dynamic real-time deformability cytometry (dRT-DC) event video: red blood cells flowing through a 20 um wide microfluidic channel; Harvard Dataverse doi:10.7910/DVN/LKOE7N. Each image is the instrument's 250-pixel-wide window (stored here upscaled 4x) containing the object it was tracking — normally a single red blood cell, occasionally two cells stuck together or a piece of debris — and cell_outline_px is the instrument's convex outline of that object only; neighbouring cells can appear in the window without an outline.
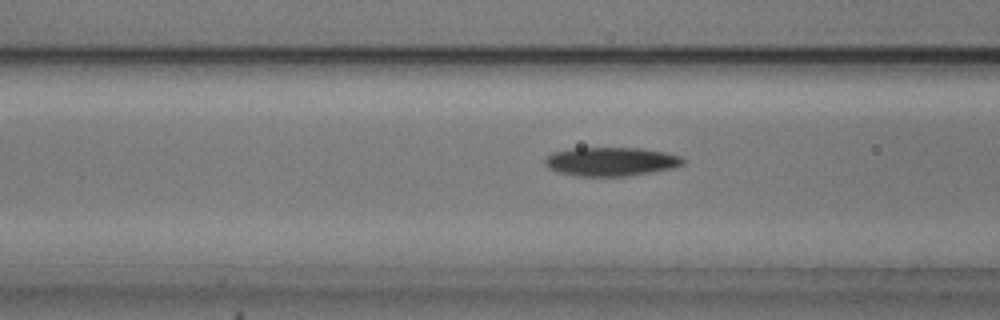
{"species": "common noctule bat (a hibernating species)", "species_latin": "Nyctalus noctula", "temperature_condition": "cold", "stored_images_in_passage": 32, "camera_frame_rate_fps": 3000, "um_per_image_px": 0.085, "animal": {"sex": "male", "body_mass_g": 20.5, "forearm_length_mm": 52.5}, "frame": {"image": 1, "passage_image": 5, "time_ms": 1.333, "image_size_px": [1000, 320], "cell_outline_px": [[684, 164], [672, 168], [628, 176], [576, 176], [556, 172], [548, 168], [544, 164], [544, 160], [552, 152], [572, 148], [640, 148], [664, 152], [680, 156], [684, 160]], "centroid_in_image_um": [51.89, 13.74], "position_along_channel_um": 114.7, "area_um2": 23.18}}
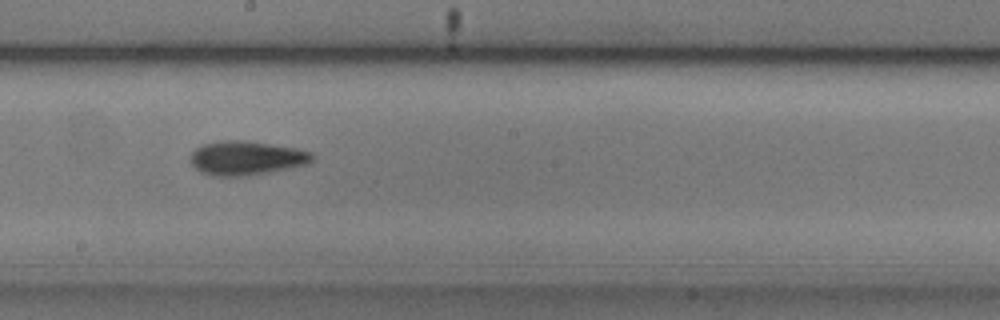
{"frame": {"image": 2, "passage_image": 14, "time_ms": 4.333, "image_size_px": [1000, 320], "cell_outline_px": [[316, 156], [308, 164], [248, 176], [212, 176], [200, 172], [188, 160], [188, 156], [196, 148], [204, 144], [220, 140], [244, 140], [296, 148], [312, 152]], "centroid_in_image_um": [20.91, 13.43], "position_along_channel_um": 227.3, "area_um2": 24.39}}
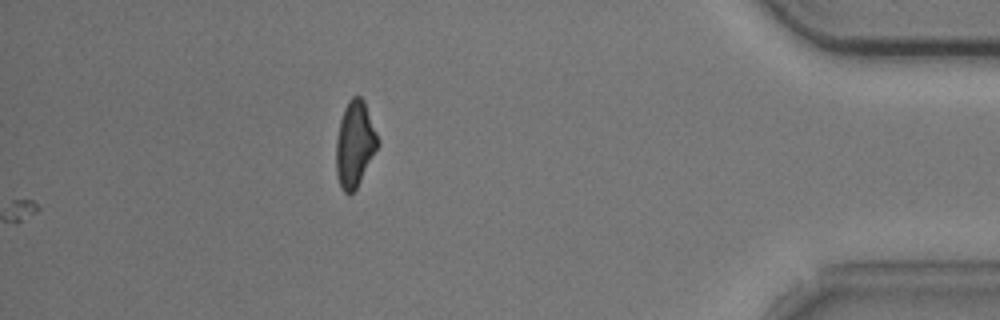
{"frame": {"image": 3, "passage_image": 32, "time_ms": 10.333, "image_size_px": [1000, 320], "cell_outline_px": [[380, 144], [356, 188], [348, 196], [340, 188], [336, 176], [336, 140], [340, 120], [344, 108], [348, 100], [352, 96], [360, 96], [364, 100], [380, 140]], "centroid_in_image_um": [30.16, 12.25], "position_along_channel_um": 405.0, "area_um2": 21.1}, "authors_computed_cell_mechanics": {"area_um2": 22.831, "velocity_mm_per_s": 3.734, "shape_relaxation_time_tau1_ms": 3.6683, "shape_relaxation_time_tau2_ms": 5.2608, "deformation_change_tau1": 0.1409, "deformation_change_tau2": 0.1409}}